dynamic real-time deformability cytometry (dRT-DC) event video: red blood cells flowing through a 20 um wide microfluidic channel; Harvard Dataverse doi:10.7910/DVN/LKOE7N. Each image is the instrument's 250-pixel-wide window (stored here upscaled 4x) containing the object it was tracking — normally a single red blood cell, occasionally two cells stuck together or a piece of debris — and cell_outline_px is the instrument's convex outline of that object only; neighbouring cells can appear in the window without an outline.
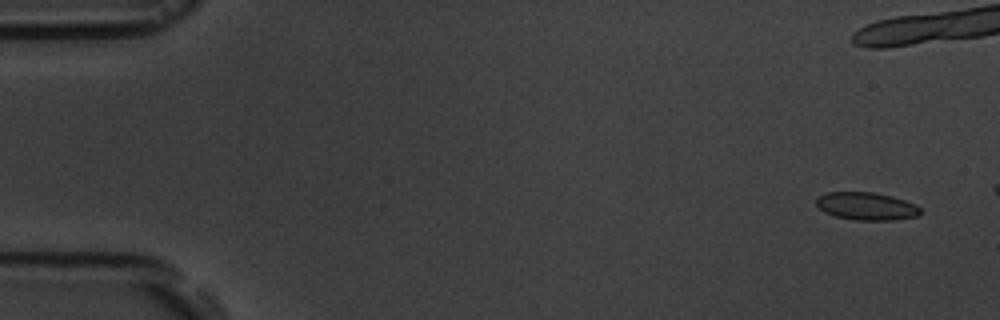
{"species": "common noctule bat (a hibernating species)", "species_latin": "Nyctalus noctula", "temperature_condition": "room temperature", "stored_images_in_passage": 4, "camera_frame_rate_fps": 3000, "um_per_image_px": 0.085, "animal": {"sex": "male", "body_mass_g": 19.5, "forearm_length_mm": 54.6}, "frame": {"image": 1, "passage_image": 1, "time_ms": 0.0, "image_size_px": [1000, 320], "cell_outline_px": [[920, 216], [896, 220], [856, 220], [836, 216], [824, 212], [816, 204], [816, 200], [820, 196], [828, 192], [872, 192], [892, 196], [916, 204], [920, 208]], "centroid_in_image_um": [73.69, 17.53], "position_along_channel_um": 11.3, "area_um2": 16.82}}